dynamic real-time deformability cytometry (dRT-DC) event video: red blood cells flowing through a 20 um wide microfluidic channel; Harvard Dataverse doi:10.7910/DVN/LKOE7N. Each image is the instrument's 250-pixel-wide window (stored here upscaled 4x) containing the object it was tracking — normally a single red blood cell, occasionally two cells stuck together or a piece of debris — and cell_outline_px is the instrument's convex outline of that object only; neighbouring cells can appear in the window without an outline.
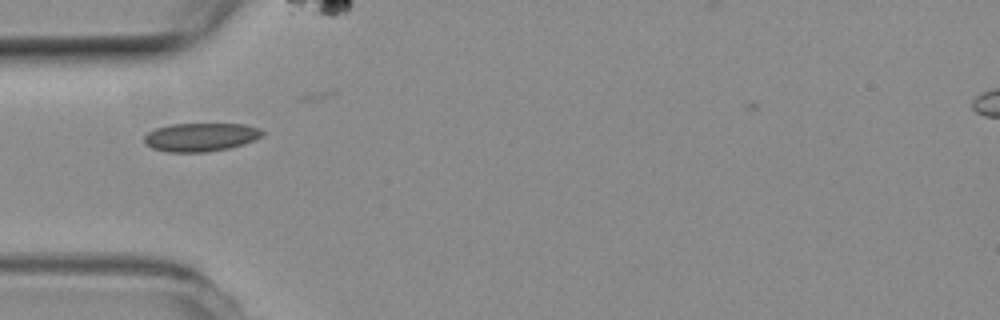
{"species": "common noctule bat (a hibernating species)", "species_latin": "Nyctalus noctula", "temperature_condition": "room temperature", "stored_images_in_passage": 4, "camera_frame_rate_fps": 3000, "um_per_image_px": 0.085, "animal": {"sex": "female", "body_mass_g": 19.3, "forearm_length_mm": 54.1}, "frame": {"image": 1, "passage_image": 1, "time_ms": 0.0, "image_size_px": [1000, 320], "cell_outline_px": [[264, 132], [260, 136], [244, 144], [228, 148], [208, 152], [168, 152], [152, 148], [144, 144], [144, 136], [148, 132], [156, 128], [168, 124], [244, 124], [260, 128]], "centroid_in_image_um": [17.02, 11.65], "position_along_channel_um": 68.0, "area_um2": 19.59}}
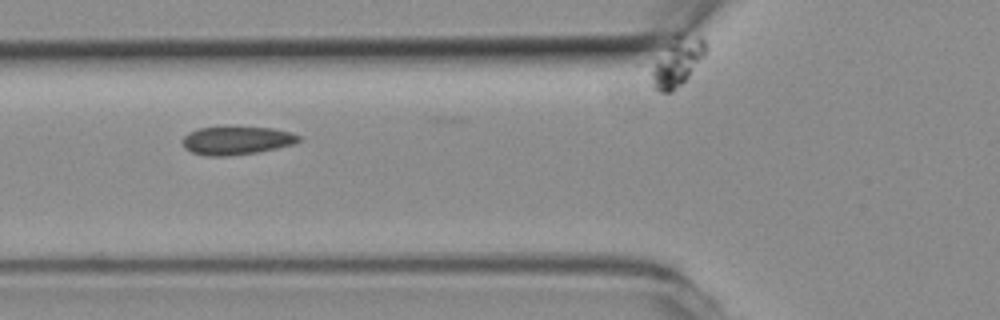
{"frame": {"image": 2, "passage_image": 2, "time_ms": 0.333, "image_size_px": [1000, 320], "cell_outline_px": [[300, 140], [292, 144], [276, 148], [256, 152], [228, 156], [208, 156], [192, 152], [184, 148], [184, 136], [188, 132], [200, 128], [272, 128], [292, 132], [300, 136]], "centroid_in_image_um": [20.11, 11.95], "position_along_channel_um": 105.7, "area_um2": 18.67}}
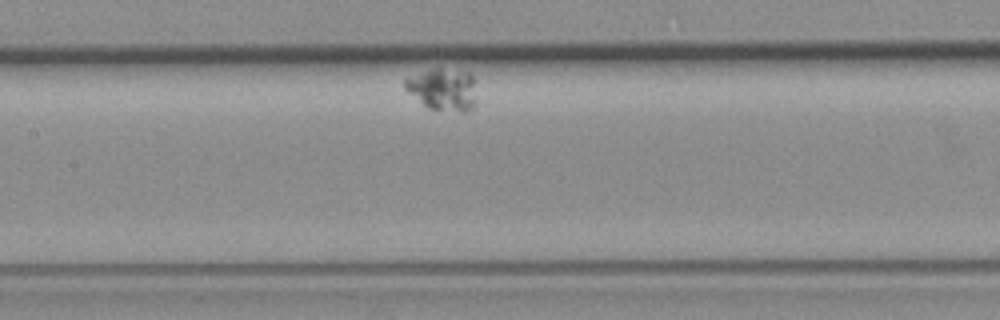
{"frame": {"image": 3, "passage_image": 4, "time_ms": 1.0, "image_size_px": [1000, 320], "cell_outline_px": [[476, 104], [472, 108], [464, 112], [460, 112], [428, 108], [408, 92], [404, 88], [404, 80], [424, 72], [436, 68], [440, 68], [468, 72], [472, 76], [476, 100]], "centroid_in_image_um": [37.68, 7.62], "position_along_channel_um": 169.7, "area_um2": 17.28}}